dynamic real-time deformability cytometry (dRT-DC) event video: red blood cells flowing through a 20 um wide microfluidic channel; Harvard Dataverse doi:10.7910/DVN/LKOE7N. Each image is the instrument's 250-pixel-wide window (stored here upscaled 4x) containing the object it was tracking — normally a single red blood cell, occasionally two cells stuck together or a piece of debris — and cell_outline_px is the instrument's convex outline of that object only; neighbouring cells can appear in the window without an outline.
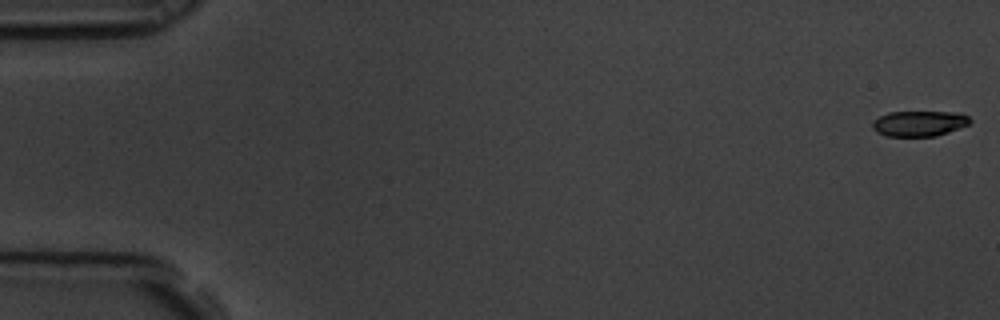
{"species": "common noctule bat (a hibernating species)", "species_latin": "Nyctalus noctula", "temperature_condition": "room temperature", "stored_images_in_passage": 5, "camera_frame_rate_fps": 3000, "um_per_image_px": 0.085, "animal": {"sex": "male", "body_mass_g": 19.5, "forearm_length_mm": 54.6}, "frame": {"image": 1, "passage_image": 1, "time_ms": 0.0, "image_size_px": [1000, 320], "cell_outline_px": [[972, 120], [968, 124], [948, 132], [936, 136], [888, 136], [876, 132], [872, 128], [872, 120], [888, 112], [960, 112], [968, 116]], "centroid_in_image_um": [78.11, 10.49], "position_along_channel_um": 6.9, "area_um2": 14.51}}